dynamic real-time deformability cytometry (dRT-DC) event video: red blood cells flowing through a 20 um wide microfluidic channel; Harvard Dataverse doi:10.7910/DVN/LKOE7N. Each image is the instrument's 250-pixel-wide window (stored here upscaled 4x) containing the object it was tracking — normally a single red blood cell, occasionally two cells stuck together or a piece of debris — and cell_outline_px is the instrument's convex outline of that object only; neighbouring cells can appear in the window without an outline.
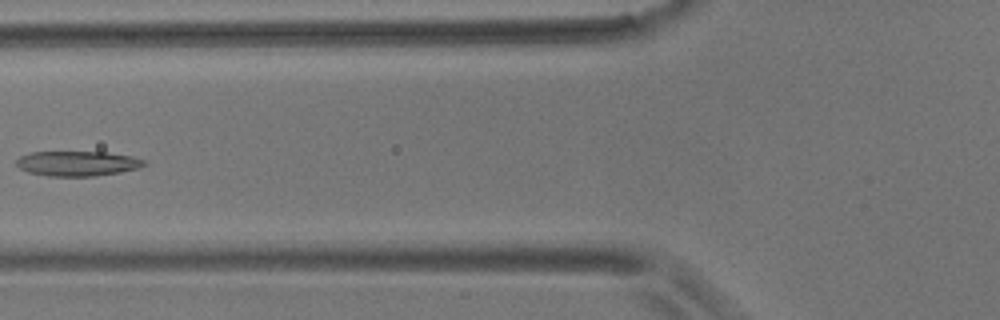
{"species": "common noctule bat (a hibernating species)", "species_latin": "Nyctalus noctula", "temperature_condition": "room temperature", "stored_images_in_passage": 10, "camera_frame_rate_fps": 3000, "um_per_image_px": 0.085, "animal": {"sex": "male", "body_mass_g": 17.9}, "frame": {"image": 1, "passage_image": 2, "time_ms": 1.333, "image_size_px": [1000, 320], "cell_outline_px": [[148, 164], [140, 168], [120, 172], [96, 176], [48, 176], [28, 172], [20, 168], [16, 164], [16, 160], [20, 156], [32, 152], [104, 152], [132, 156], [144, 160]], "centroid_in_image_um": [6.61, 13.9], "position_along_channel_um": 119.2, "area_um2": 18.61}}
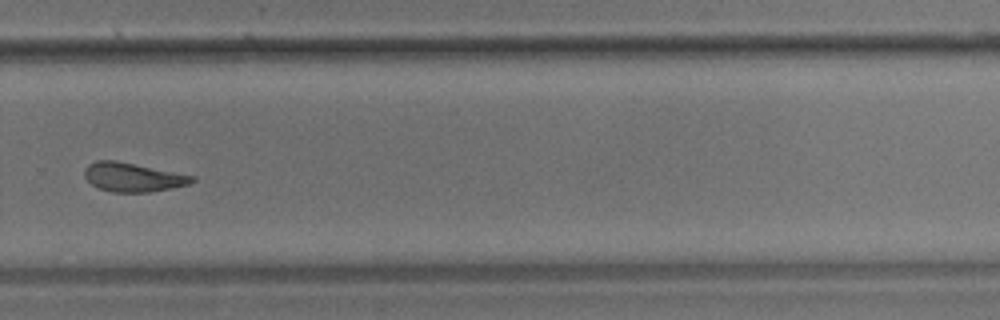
{"frame": {"image": 2, "passage_image": 7, "time_ms": 7.0, "image_size_px": [1000, 320], "cell_outline_px": [[196, 180], [188, 184], [172, 188], [148, 192], [112, 192], [100, 188], [92, 184], [84, 176], [84, 168], [88, 164], [96, 160], [116, 160], [196, 176]], "centroid_in_image_um": [11.29, 15.05], "position_along_channel_um": 318.5, "area_um2": 18.15}}
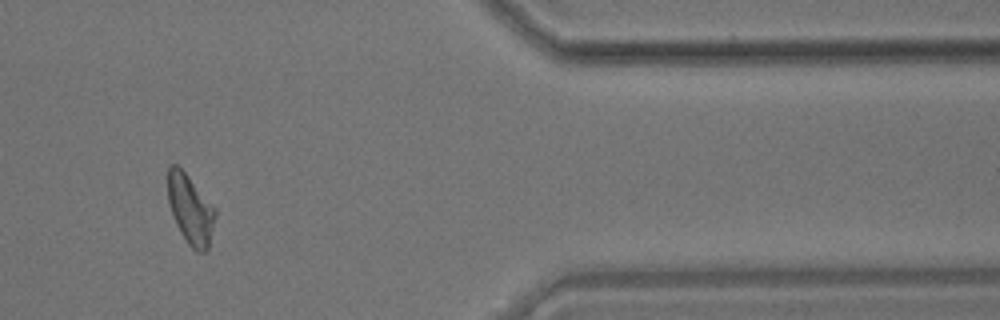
{"frame": {"image": 3, "passage_image": 9, "time_ms": 10.0, "image_size_px": [1000, 320], "cell_outline_px": [[216, 216], [208, 248], [204, 252], [196, 252], [188, 244], [180, 232], [176, 224], [168, 204], [168, 164], [176, 164], [188, 176], [216, 208]], "centroid_in_image_um": [16.18, 17.8], "position_along_channel_um": 395.2, "area_um2": 19.19}, "authors_computed_cell_mechanics": {"area_um2": 18.7272, "velocity_mm_per_s": 3.5113, "shape_relaxation_time_tau1_ms": 5.3171, "shape_relaxation_time_tau2_ms": null, "deformation_change_tau1": 0.1226, "deformation_change_tau2": null}}